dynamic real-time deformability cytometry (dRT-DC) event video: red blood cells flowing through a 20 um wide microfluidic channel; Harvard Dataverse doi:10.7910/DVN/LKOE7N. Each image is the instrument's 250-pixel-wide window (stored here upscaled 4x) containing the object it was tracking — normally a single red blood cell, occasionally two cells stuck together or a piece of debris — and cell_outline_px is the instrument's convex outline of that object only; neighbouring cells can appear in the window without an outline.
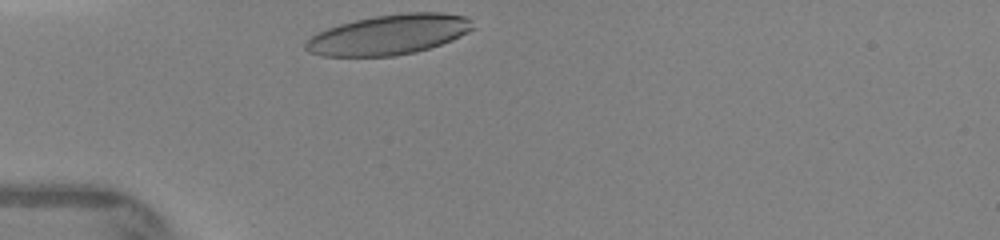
{"species": "human", "species_latin": "Homo sapiens", "temperature_condition": "warm", "stored_images_in_passage": 4, "camera_frame_rate_fps": 3000, "um_per_image_px": 0.085, "donor": {"sex": "female"}, "frame": {"image": 1, "passage_image": 1, "time_ms": 0.0, "image_size_px": [1000, 240], "cell_outline_px": [[476, 28], [452, 40], [416, 52], [396, 56], [324, 56], [308, 52], [304, 48], [304, 44], [312, 36], [328, 28], [340, 24], [356, 20], [376, 16], [404, 12], [440, 12], [468, 16], [472, 20]], "centroid_in_image_um": [33.11, 2.94], "position_along_channel_um": 51.9, "area_um2": 39.07}}